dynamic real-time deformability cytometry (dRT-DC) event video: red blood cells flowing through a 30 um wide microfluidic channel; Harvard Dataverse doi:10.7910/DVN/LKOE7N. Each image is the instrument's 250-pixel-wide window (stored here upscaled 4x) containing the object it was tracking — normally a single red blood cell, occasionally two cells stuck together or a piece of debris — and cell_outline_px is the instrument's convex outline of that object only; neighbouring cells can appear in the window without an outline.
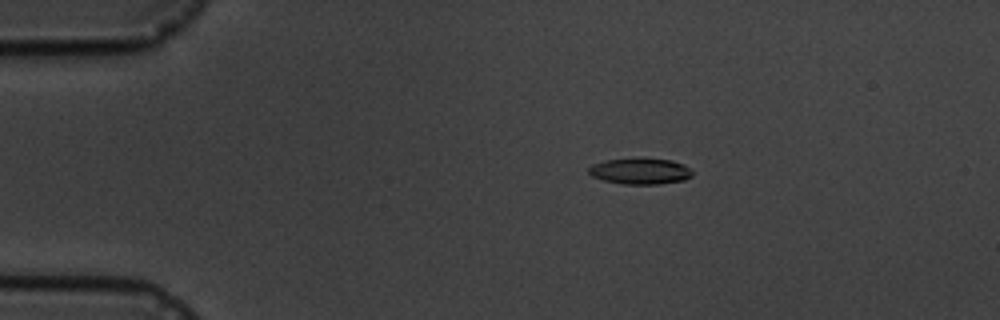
{"species": "common noctule bat (a hibernating species)", "species_latin": "Nyctalus noctula", "temperature_condition": "cold", "stored_images_in_passage": 6, "camera_frame_rate_fps": 3000, "um_per_image_px": 0.085, "animal": {"sex": "male", "body_mass_g": 19.5, "forearm_length_mm": 54.6}, "frame": {"image": 1, "passage_image": 3, "time_ms": 2.333, "image_size_px": [1000, 320], "cell_outline_px": [[692, 176], [684, 180], [656, 184], [624, 184], [604, 180], [592, 176], [588, 172], [588, 168], [592, 164], [604, 160], [636, 156], [672, 160], [684, 164], [692, 168]], "centroid_in_image_um": [54.42, 14.51], "position_along_channel_um": 30.6, "area_um2": 16.3}}
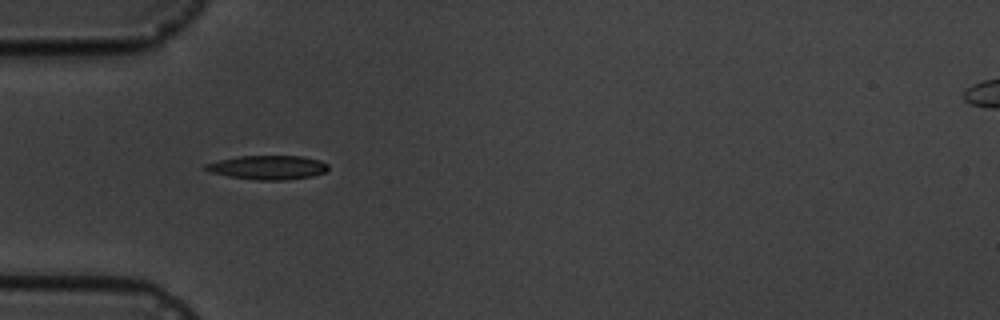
{"frame": {"image": 2, "passage_image": 5, "time_ms": 4.667, "image_size_px": [1000, 320], "cell_outline_px": [[328, 168], [324, 172], [312, 176], [284, 180], [256, 180], [228, 176], [212, 172], [204, 168], [204, 164], [220, 160], [240, 156], [304, 156], [320, 160], [328, 164]], "centroid_in_image_um": [22.79, 14.23], "position_along_channel_um": 62.2, "area_um2": 17.05}}
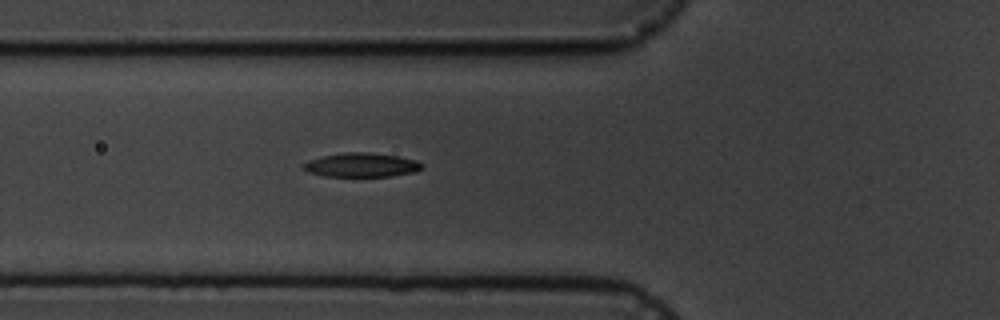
{"frame": {"image": 3, "passage_image": 6, "time_ms": 5.667, "image_size_px": [1000, 320], "cell_outline_px": [[424, 168], [416, 172], [392, 176], [324, 176], [308, 172], [300, 168], [300, 164], [308, 160], [324, 156], [344, 152], [368, 152], [396, 156], [416, 160], [424, 164]], "centroid_in_image_um": [30.71, 14.03], "position_along_channel_um": 95.1, "area_um2": 16.82}}